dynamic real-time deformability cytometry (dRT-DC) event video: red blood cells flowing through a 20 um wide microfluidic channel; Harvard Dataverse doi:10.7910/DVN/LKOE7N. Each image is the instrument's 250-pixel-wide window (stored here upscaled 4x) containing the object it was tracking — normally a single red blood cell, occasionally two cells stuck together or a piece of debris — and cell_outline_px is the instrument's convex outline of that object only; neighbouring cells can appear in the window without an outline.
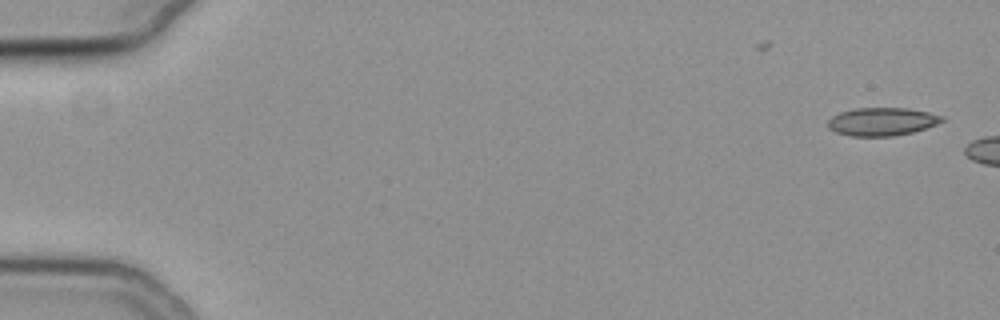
{"species": "common noctule bat (a hibernating species)", "species_latin": "Nyctalus noctula", "temperature_condition": "cold", "stored_images_in_passage": 5, "camera_frame_rate_fps": 3000, "um_per_image_px": 0.085, "animal": {"sex": "female", "body_mass_g": 19.3, "forearm_length_mm": 54.1}, "frame": {"image": 1, "passage_image": 1, "time_ms": 0.0, "image_size_px": [1000, 320], "cell_outline_px": [[944, 120], [936, 124], [912, 132], [892, 136], [852, 136], [836, 132], [828, 128], [828, 120], [832, 116], [840, 112], [856, 108], [908, 108], [928, 112], [944, 116]], "centroid_in_image_um": [74.95, 10.33], "position_along_channel_um": 10.0, "area_um2": 18.55}}